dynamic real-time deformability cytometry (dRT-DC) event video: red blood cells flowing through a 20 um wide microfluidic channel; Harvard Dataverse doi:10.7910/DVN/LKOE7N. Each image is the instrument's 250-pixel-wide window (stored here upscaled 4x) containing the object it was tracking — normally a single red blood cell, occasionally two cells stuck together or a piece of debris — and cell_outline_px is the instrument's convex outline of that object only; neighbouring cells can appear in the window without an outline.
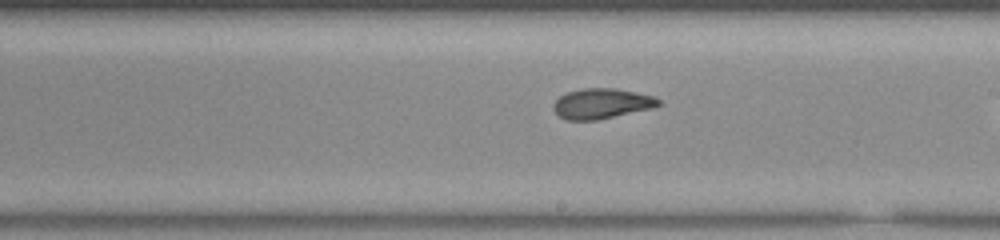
{"species": "common noctule bat (a hibernating species)", "species_latin": "Nyctalus noctula", "temperature_condition": "room temperature", "stored_images_in_passage": 25, "camera_frame_rate_fps": 3000, "um_per_image_px": 0.085, "animal": {"sex": "male", "body_mass_g": 20.0, "forearm_length_mm": 53.3}, "frame": {"image": 1, "passage_image": 13, "time_ms": 4.0, "image_size_px": [1000, 240], "cell_outline_px": [[660, 104], [652, 108], [596, 120], [568, 120], [560, 116], [552, 108], [552, 104], [560, 96], [568, 92], [584, 88], [616, 88], [636, 92], [652, 96], [660, 100]], "centroid_in_image_um": [51.12, 8.8], "position_along_channel_um": 237.9, "area_um2": 18.32}}
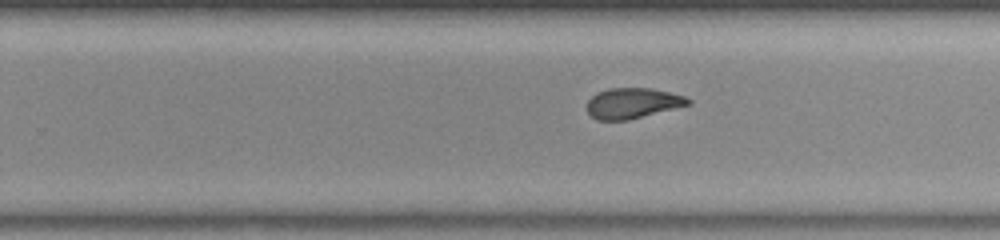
{"frame": {"image": 2, "passage_image": 16, "time_ms": 5.0, "image_size_px": [1000, 240], "cell_outline_px": [[692, 104], [628, 120], [596, 120], [588, 112], [588, 100], [596, 92], [608, 88], [652, 88], [684, 96], [692, 100]], "centroid_in_image_um": [53.78, 8.76], "position_along_channel_um": 276.0, "area_um2": 17.98}}
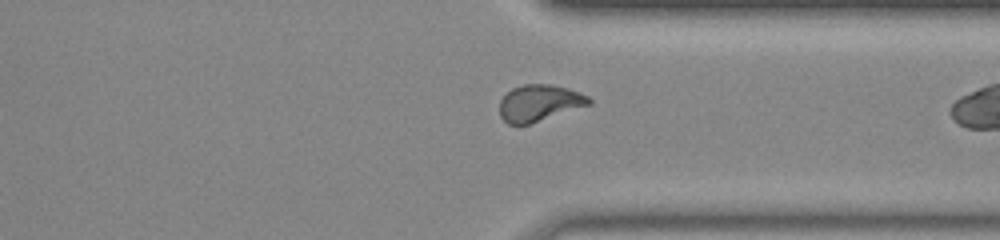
{"frame": {"image": 3, "passage_image": 23, "time_ms": 7.333, "image_size_px": [1000, 240], "cell_outline_px": [[592, 104], [528, 124], [508, 124], [500, 116], [500, 100], [512, 88], [524, 84], [548, 84], [568, 88], [580, 92], [588, 96], [592, 100]], "centroid_in_image_um": [45.86, 8.74], "position_along_channel_um": 365.5, "area_um2": 18.9}}